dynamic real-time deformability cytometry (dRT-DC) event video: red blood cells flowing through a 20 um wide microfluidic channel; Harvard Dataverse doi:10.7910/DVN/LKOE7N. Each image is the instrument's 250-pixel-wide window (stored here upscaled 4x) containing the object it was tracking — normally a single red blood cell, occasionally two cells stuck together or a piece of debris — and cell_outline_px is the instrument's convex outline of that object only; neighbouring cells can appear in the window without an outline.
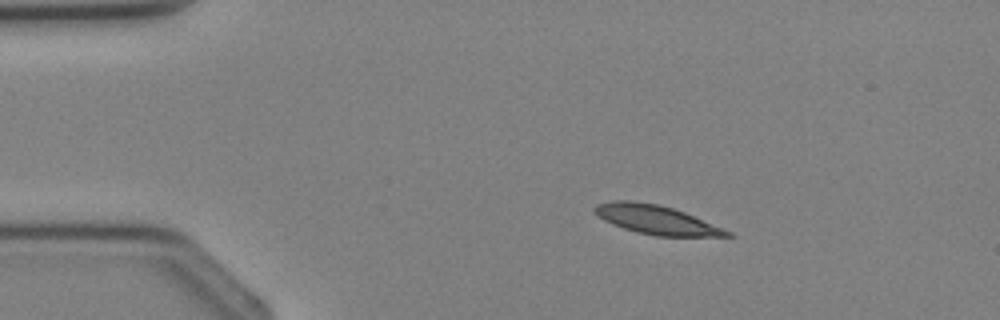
{"species": "Egyptian fruit bat (a non-hibernating species)", "species_latin": "Rousettus aegyptiacus", "temperature_condition": "cold", "stored_images_in_passage": 2, "camera_frame_rate_fps": 3000, "um_per_image_px": 0.085, "animal": {"sex": "female"}, "frame": {"image": 1, "passage_image": 1, "time_ms": 0.0, "image_size_px": [1000, 320], "cell_outline_px": [[736, 236], [656, 236], [636, 232], [612, 224], [596, 216], [592, 212], [592, 208], [596, 204], [612, 200], [632, 200], [660, 204], [684, 212], [732, 232]], "centroid_in_image_um": [55.71, 18.66], "position_along_channel_um": 29.3, "area_um2": 22.48}}